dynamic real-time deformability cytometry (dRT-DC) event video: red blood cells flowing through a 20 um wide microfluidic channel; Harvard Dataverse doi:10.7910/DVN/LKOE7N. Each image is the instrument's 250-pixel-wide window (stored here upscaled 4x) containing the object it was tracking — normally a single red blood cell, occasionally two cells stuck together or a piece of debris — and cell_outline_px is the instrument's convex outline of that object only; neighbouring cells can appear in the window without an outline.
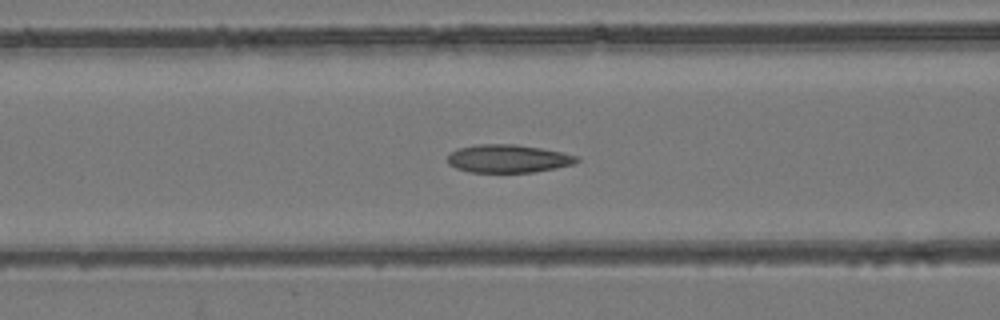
{"species": "common noctule bat (a hibernating species)", "species_latin": "Nyctalus noctula", "temperature_condition": "room temperature", "stored_images_in_passage": 47, "camera_frame_rate_fps": 3000, "um_per_image_px": 0.085, "animal": {"sex": "female", "body_mass_g": 24.6, "forearm_length_mm": 56.2}, "frame": {"image": 1, "passage_image": 14, "time_ms": 4.333, "image_size_px": [1000, 320], "cell_outline_px": [[580, 160], [572, 164], [556, 168], [532, 172], [468, 172], [456, 168], [448, 164], [448, 156], [456, 148], [476, 144], [516, 144], [540, 148], [560, 152], [576, 156]], "centroid_in_image_um": [43.14, 13.48], "position_along_channel_um": 123.5, "area_um2": 21.04}}
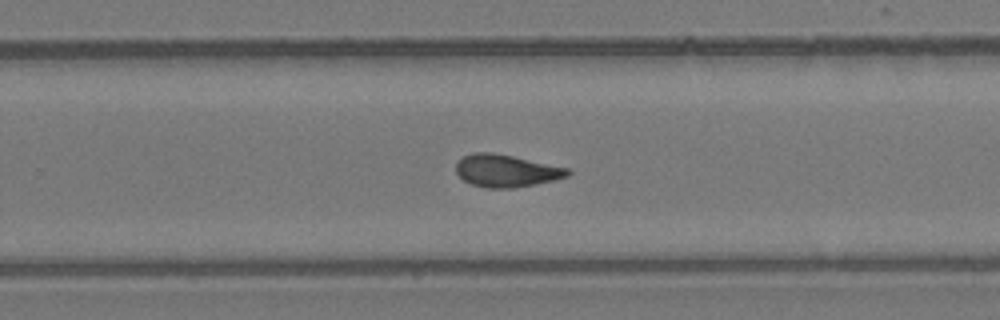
{"frame": {"image": 2, "passage_image": 27, "time_ms": 8.667, "image_size_px": [1000, 320], "cell_outline_px": [[572, 172], [568, 176], [556, 180], [536, 184], [512, 188], [484, 188], [472, 184], [464, 180], [456, 172], [456, 160], [472, 152], [492, 152], [512, 156], [568, 168]], "centroid_in_image_um": [43.02, 14.52], "position_along_channel_um": 286.8, "area_um2": 21.15}}
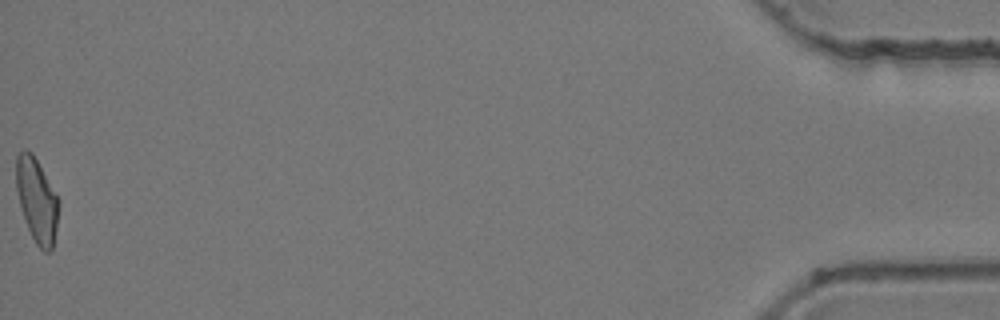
{"frame": {"image": 3, "passage_image": 47, "time_ms": 15.333, "image_size_px": [1000, 320], "cell_outline_px": [[60, 204], [56, 228], [52, 248], [48, 252], [44, 252], [36, 244], [28, 228], [20, 208], [16, 188], [16, 156], [24, 148], [32, 152], [60, 200]], "centroid_in_image_um": [3.13, 17.0], "position_along_channel_um": 432.1, "area_um2": 20.87}, "authors_computed_cell_mechanics": {"area_um2": 21.1548, "velocity_mm_per_s": 3.778, "shape_relaxation_time_tau1_ms": null, "shape_relaxation_time_tau2_ms": 3.0253, "deformation_change_tau1": null, "deformation_change_tau2": 0.0913}}